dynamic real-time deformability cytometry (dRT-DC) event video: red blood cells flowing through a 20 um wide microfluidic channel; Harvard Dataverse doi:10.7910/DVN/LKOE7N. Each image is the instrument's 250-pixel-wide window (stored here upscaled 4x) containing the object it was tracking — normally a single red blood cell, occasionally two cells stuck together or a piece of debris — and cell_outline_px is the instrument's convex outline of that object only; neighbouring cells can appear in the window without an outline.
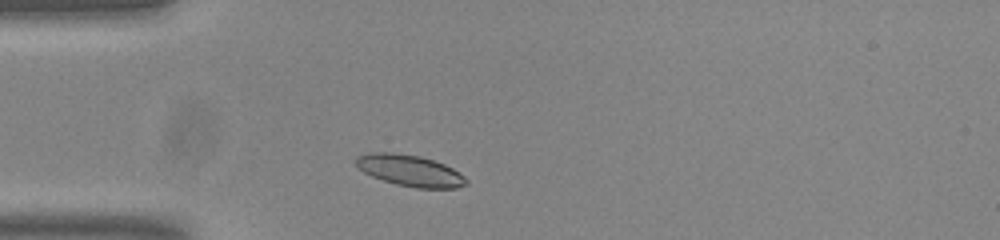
{"species": "common noctule bat (a hibernating species)", "species_latin": "Nyctalus noctula", "temperature_condition": "room temperature", "stored_images_in_passage": 40, "camera_frame_rate_fps": 3000, "um_per_image_px": 0.085, "animal": {"sex": "male", "body_mass_g": 20.0, "forearm_length_mm": 53.3}, "frame": {"image": 1, "passage_image": 1, "time_ms": 0.0, "image_size_px": [1000, 240], "cell_outline_px": [[468, 184], [456, 188], [416, 188], [396, 184], [372, 176], [364, 172], [356, 164], [356, 156], [368, 152], [392, 152], [420, 156], [444, 164], [460, 172], [468, 180]], "centroid_in_image_um": [34.86, 14.49], "position_along_channel_um": 50.1, "area_um2": 20.11}}
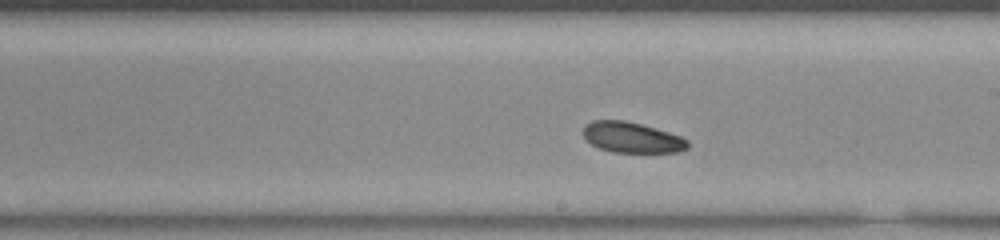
{"frame": {"image": 2, "passage_image": 17, "time_ms": 5.333, "image_size_px": [1000, 240], "cell_outline_px": [[688, 148], [680, 152], [612, 152], [600, 148], [592, 144], [584, 136], [584, 124], [592, 120], [624, 120], [640, 124], [668, 132], [680, 136], [688, 140]], "centroid_in_image_um": [53.71, 11.68], "position_along_channel_um": 235.3, "area_um2": 18.5}}
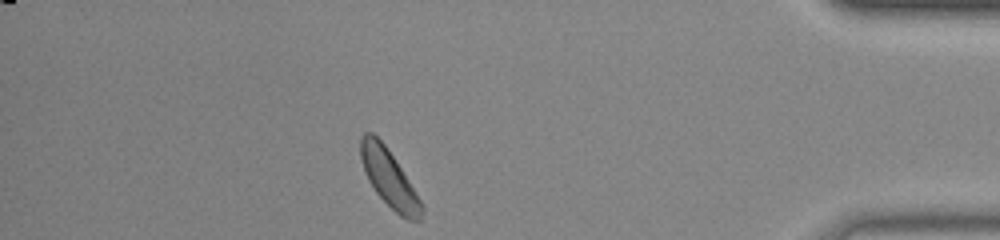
{"frame": {"image": 3, "passage_image": 34, "time_ms": 11.0, "image_size_px": [1000, 240], "cell_outline_px": [[424, 212], [420, 220], [408, 220], [400, 216], [376, 192], [368, 180], [360, 156], [360, 136], [364, 132], [372, 132], [384, 144], [424, 204]], "centroid_in_image_um": [33.08, 15.17], "position_along_channel_um": 402.1, "area_um2": 20.0}, "authors_computed_cell_mechanics": {"area_um2": 19.9121, "velocity_mm_per_s": 3.7087, "shape_relaxation_time_tau1_ms": 0.8148, "shape_relaxation_time_tau2_ms": null, "deformation_change_tau1": 0.0417, "deformation_change_tau2": null}}